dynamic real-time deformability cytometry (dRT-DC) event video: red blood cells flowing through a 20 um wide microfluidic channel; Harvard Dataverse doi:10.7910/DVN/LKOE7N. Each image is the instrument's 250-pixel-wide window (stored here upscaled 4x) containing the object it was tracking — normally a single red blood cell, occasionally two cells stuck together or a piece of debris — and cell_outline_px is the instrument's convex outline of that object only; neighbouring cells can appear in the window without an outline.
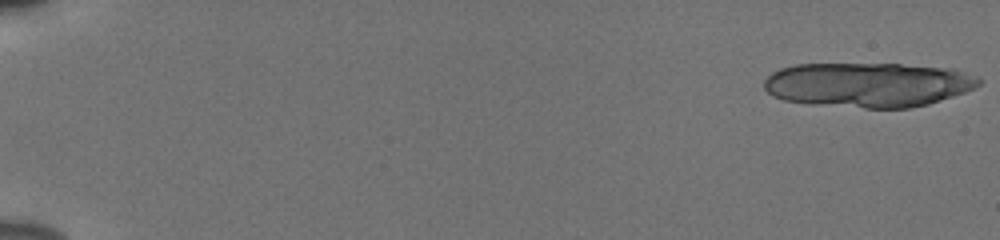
{"species": "human", "species_latin": "Homo sapiens", "temperature_condition": "cold", "stored_images_in_passage": 23, "camera_frame_rate_fps": 3000, "um_per_image_px": 0.085, "donor": {"sex": "male"}, "frame": {"image": 1, "passage_image": 1, "time_ms": 0.0, "image_size_px": [1000, 240], "cell_outline_px": [[984, 80], [976, 88], [928, 104], [912, 108], [864, 108], [816, 104], [784, 100], [772, 96], [764, 88], [764, 80], [772, 72], [780, 68], [796, 64], [900, 64], [956, 68], [980, 76]], "centroid_in_image_um": [73.85, 7.19], "position_along_channel_um": 11.1, "area_um2": 56.41}}
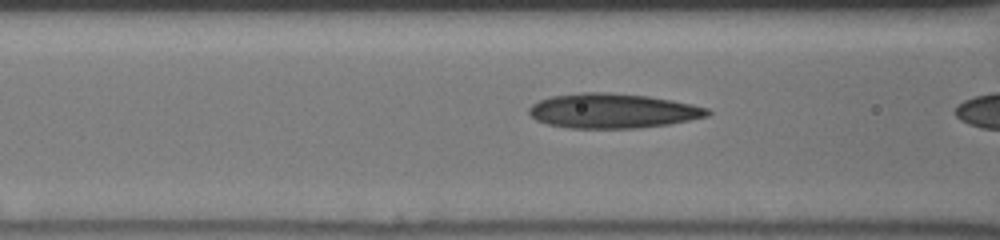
{"frame": {"image": 2, "passage_image": 22, "time_ms": 7.0, "image_size_px": [1000, 240], "cell_outline_px": [[712, 112], [708, 116], [668, 124], [636, 128], [568, 128], [548, 124], [536, 120], [528, 112], [528, 108], [532, 104], [540, 100], [552, 96], [580, 92], [608, 92], [648, 96], [672, 100], [692, 104], [708, 108]], "centroid_in_image_um": [52.07, 9.42], "position_along_channel_um": 114.5, "area_um2": 36.07}}